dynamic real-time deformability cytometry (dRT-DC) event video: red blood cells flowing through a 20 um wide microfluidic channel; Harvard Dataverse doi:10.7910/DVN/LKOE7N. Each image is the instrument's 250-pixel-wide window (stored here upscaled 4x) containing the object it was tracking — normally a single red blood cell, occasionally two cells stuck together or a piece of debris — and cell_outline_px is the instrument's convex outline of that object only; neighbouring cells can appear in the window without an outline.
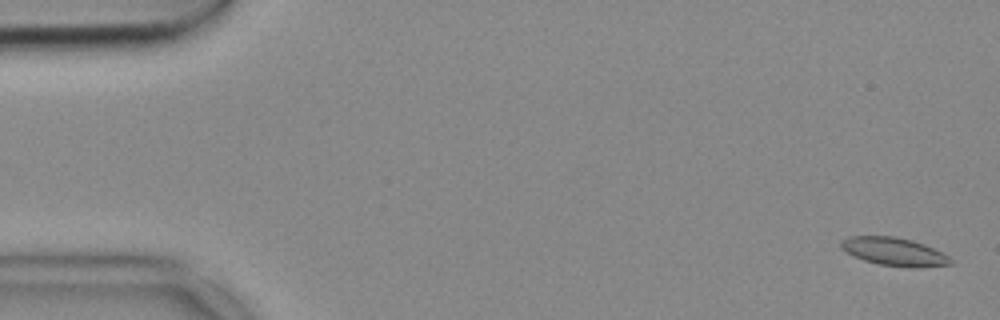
{"species": "common noctule bat (a hibernating species)", "species_latin": "Nyctalus noctula", "temperature_condition": "cold", "stored_images_in_passage": 17, "camera_frame_rate_fps": 3000, "um_per_image_px": 0.085, "animal": {"sex": "female", "body_mass_g": 18.4}, "frame": {"image": 1, "passage_image": 2, "time_ms": 0.333, "image_size_px": [1000, 320], "cell_outline_px": [[952, 264], [920, 268], [912, 268], [880, 264], [864, 260], [852, 256], [840, 248], [840, 240], [848, 236], [892, 236], [912, 240], [924, 244], [944, 252], [952, 260]], "centroid_in_image_um": [76.0, 21.39], "position_along_channel_um": 9.0, "area_um2": 18.21}}
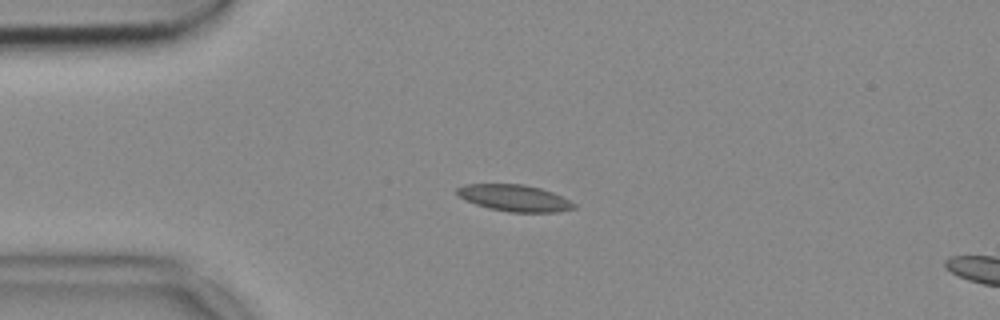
{"frame": {"image": 2, "passage_image": 13, "time_ms": 4.0, "image_size_px": [1000, 320], "cell_outline_px": [[576, 208], [560, 212], [508, 212], [488, 208], [464, 200], [456, 196], [456, 188], [464, 184], [524, 184], [540, 188], [552, 192], [576, 204]], "centroid_in_image_um": [43.69, 16.83], "position_along_channel_um": 41.3, "area_um2": 18.26}}